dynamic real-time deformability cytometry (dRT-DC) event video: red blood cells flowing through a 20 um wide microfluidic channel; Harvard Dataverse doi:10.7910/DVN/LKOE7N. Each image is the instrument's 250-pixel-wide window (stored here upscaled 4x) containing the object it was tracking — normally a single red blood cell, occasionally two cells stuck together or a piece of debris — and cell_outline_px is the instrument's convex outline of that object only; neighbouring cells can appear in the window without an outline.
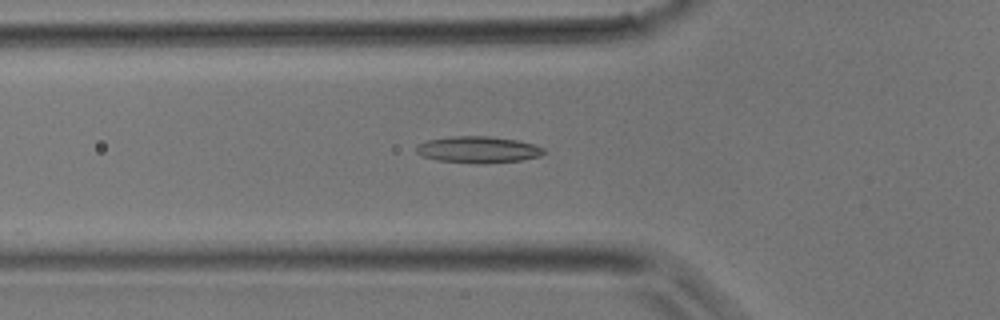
{"species": "common noctule bat (a hibernating species)", "species_latin": "Nyctalus noctula", "temperature_condition": "room temperature", "stored_images_in_passage": 27, "camera_frame_rate_fps": 3000, "um_per_image_px": 0.085, "animal": {"sex": "male", "body_mass_g": 17.9}, "frame": {"image": 1, "passage_image": 4, "time_ms": 1.0, "image_size_px": [1000, 320], "cell_outline_px": [[548, 152], [540, 156], [520, 160], [480, 164], [476, 164], [436, 160], [424, 156], [416, 152], [416, 144], [428, 140], [448, 136], [488, 136], [516, 140], [532, 144], [544, 148]], "centroid_in_image_um": [40.63, 12.72], "position_along_channel_um": 85.2, "area_um2": 19.83}}
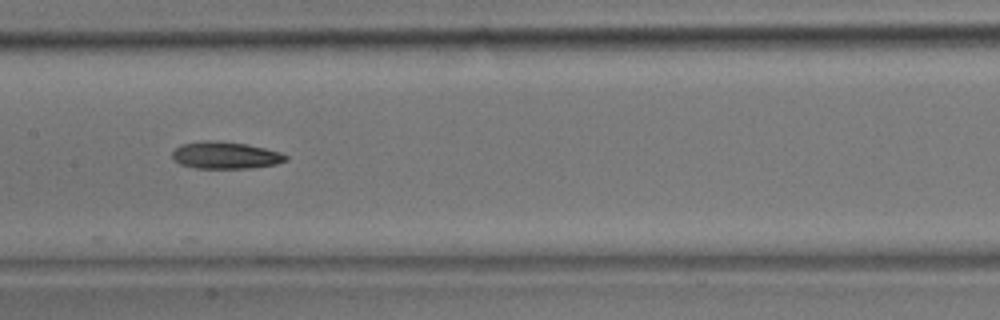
{"frame": {"image": 2, "passage_image": 10, "time_ms": 3.0, "image_size_px": [1000, 320], "cell_outline_px": [[288, 160], [276, 164], [252, 168], [196, 168], [180, 164], [172, 156], [172, 152], [180, 144], [204, 140], [216, 140], [248, 144], [280, 152], [288, 156]], "centroid_in_image_um": [19.17, 13.19], "position_along_channel_um": 188.2, "area_um2": 17.98}}
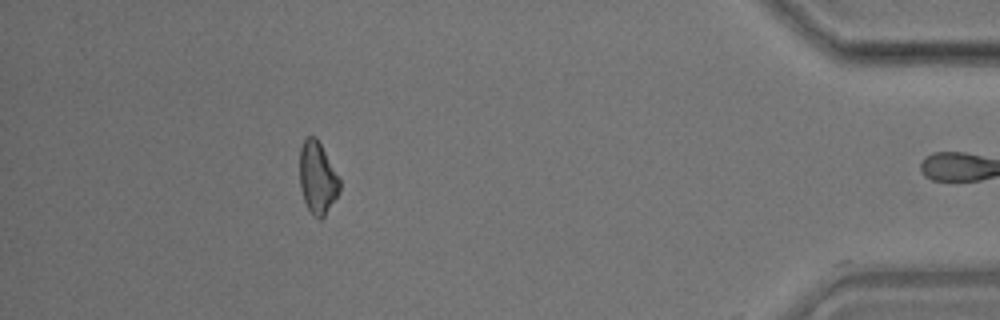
{"frame": {"image": 3, "passage_image": 26, "time_ms": 8.333, "image_size_px": [1000, 320], "cell_outline_px": [[340, 192], [324, 216], [320, 220], [308, 208], [304, 200], [300, 188], [300, 148], [304, 140], [308, 136], [316, 136], [340, 180]], "centroid_in_image_um": [26.98, 15.11], "position_along_channel_um": 408.2, "area_um2": 16.53}}